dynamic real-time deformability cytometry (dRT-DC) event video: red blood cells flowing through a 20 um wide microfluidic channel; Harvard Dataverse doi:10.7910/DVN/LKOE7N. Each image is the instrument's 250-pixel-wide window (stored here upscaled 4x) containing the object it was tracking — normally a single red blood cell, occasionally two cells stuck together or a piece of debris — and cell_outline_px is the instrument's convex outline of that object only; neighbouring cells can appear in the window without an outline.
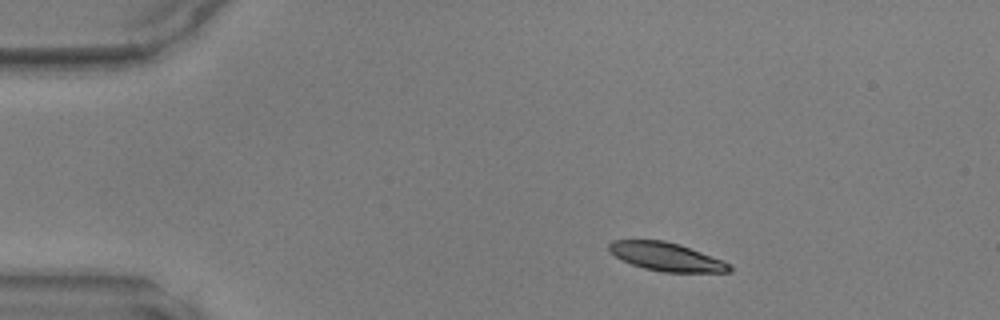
{"species": "common noctule bat (a hibernating species)", "species_latin": "Nyctalus noctula", "temperature_condition": "warm", "stored_images_in_passage": 8, "camera_frame_rate_fps": 3000, "um_per_image_px": 0.085, "animal": {"sex": "male", "body_mass_g": 17.9, "forearm_length_mm": 54.2}, "frame": {"image": 1, "passage_image": 1, "time_ms": 0.0, "image_size_px": [1000, 320], "cell_outline_px": [[732, 272], [664, 272], [644, 268], [632, 264], [616, 256], [608, 248], [608, 244], [612, 240], [664, 240], [680, 244], [732, 264]], "centroid_in_image_um": [56.67, 21.82], "position_along_channel_um": 28.3, "area_um2": 19.77}}